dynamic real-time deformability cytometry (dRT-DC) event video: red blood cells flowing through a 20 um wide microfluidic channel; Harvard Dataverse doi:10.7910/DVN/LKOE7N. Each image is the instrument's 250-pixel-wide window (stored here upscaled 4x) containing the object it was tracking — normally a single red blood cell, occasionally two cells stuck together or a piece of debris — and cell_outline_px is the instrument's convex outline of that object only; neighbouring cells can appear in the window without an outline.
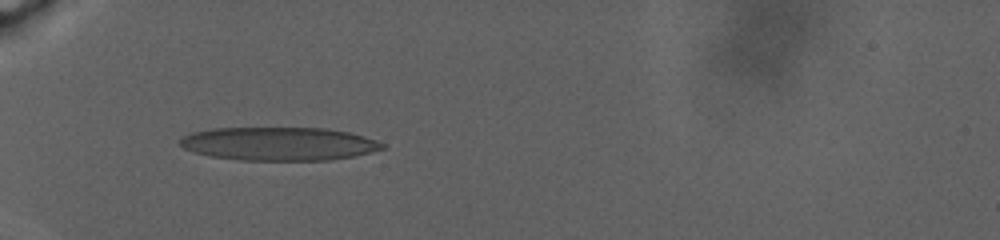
{"species": "human", "species_latin": "Homo sapiens", "temperature_condition": "warm", "stored_images_in_passage": 81, "camera_frame_rate_fps": 3000, "um_per_image_px": 0.085, "donor": {"sex": "male"}, "frame": {"image": 1, "passage_image": 1, "time_ms": 0.0, "image_size_px": [1000, 240], "cell_outline_px": [[388, 148], [372, 152], [352, 156], [328, 160], [240, 160], [212, 156], [192, 152], [184, 148], [180, 144], [180, 140], [184, 136], [192, 132], [212, 128], [328, 128], [348, 132], [364, 136], [376, 140], [384, 144]], "centroid_in_image_um": [23.73, 12.22], "position_along_channel_um": 61.3, "area_um2": 39.36}}
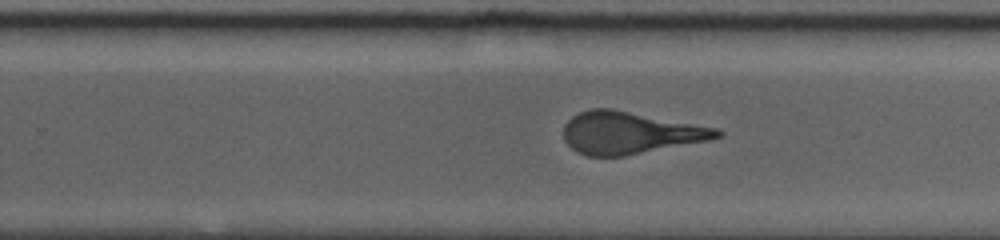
{"frame": {"image": 2, "passage_image": 41, "time_ms": 10.0, "image_size_px": [1000, 240], "cell_outline_px": [[724, 136], [708, 140], [624, 156], [588, 156], [576, 152], [564, 140], [564, 124], [572, 116], [580, 112], [592, 108], [612, 108], [716, 128], [724, 132]], "centroid_in_image_um": [53.52, 11.28], "position_along_channel_um": 276.3, "area_um2": 37.51}}
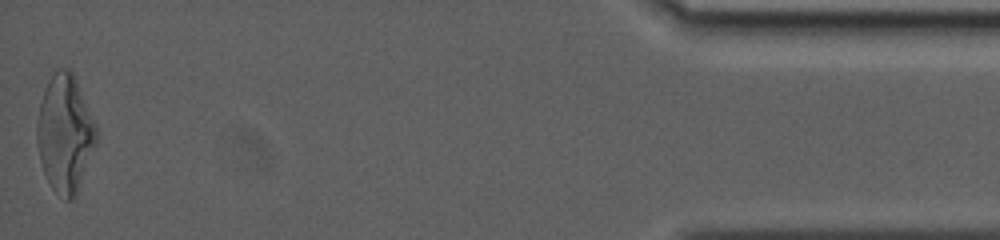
{"frame": {"image": 3, "passage_image": 80, "time_ms": 19.667, "image_size_px": [1000, 240], "cell_outline_px": [[96, 144], [76, 192], [72, 200], [64, 200], [52, 188], [44, 172], [40, 160], [36, 140], [36, 124], [40, 104], [44, 88], [52, 72], [56, 68], [72, 68], [96, 124]], "centroid_in_image_um": [5.51, 11.28], "position_along_channel_um": 429.7, "area_um2": 40.63}, "authors_computed_cell_mechanics": {"area_um2": 38.2058, "velocity_mm_per_s": 2.3192, "shape_relaxation_time_tau1_ms": 9.1518, "shape_relaxation_time_tau2_ms": 1.9323, "deformation_change_tau1": 0.2719, "deformation_change_tau2": 0.1366}}